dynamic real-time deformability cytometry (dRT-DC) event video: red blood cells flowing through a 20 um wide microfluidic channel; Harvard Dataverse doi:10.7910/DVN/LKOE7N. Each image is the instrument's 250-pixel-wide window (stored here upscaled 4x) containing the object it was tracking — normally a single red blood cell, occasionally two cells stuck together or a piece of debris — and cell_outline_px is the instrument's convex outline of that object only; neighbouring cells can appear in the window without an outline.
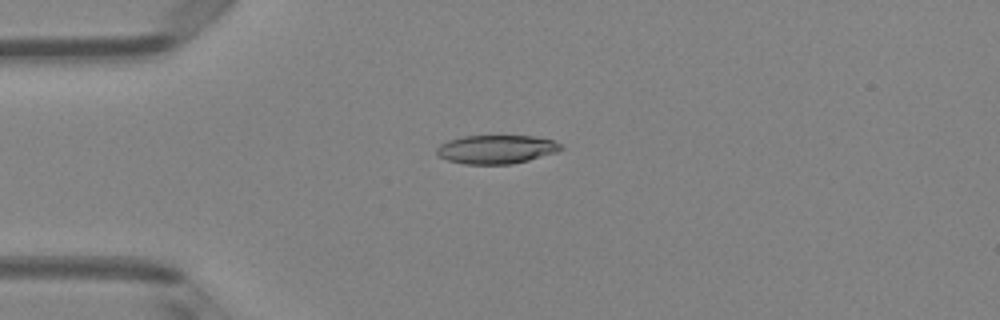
{"species": "Egyptian fruit bat (a non-hibernating species)", "species_latin": "Rousettus aegyptiacus", "temperature_condition": "room temperature", "stored_images_in_passage": 51, "camera_frame_rate_fps": 3000, "um_per_image_px": 0.085, "animal": {"sex": "female"}, "frame": {"image": 1, "passage_image": 13, "time_ms": 4.0, "image_size_px": [1000, 320], "cell_outline_px": [[564, 148], [556, 152], [528, 160], [512, 164], [464, 164], [448, 160], [440, 156], [436, 152], [436, 148], [440, 144], [448, 140], [464, 136], [536, 136], [552, 140], [560, 144]], "centroid_in_image_um": [42.18, 12.69], "position_along_channel_um": 42.8, "area_um2": 20.63}}
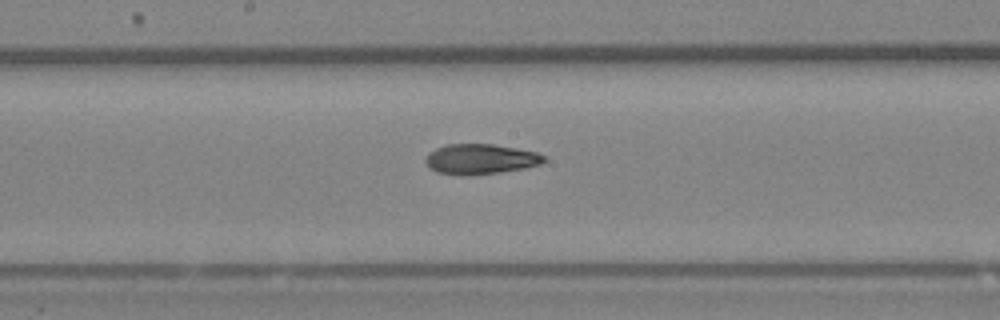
{"frame": {"image": 2, "passage_image": 27, "time_ms": 8.667, "image_size_px": [1000, 320], "cell_outline_px": [[548, 160], [540, 164], [524, 168], [500, 172], [436, 172], [428, 168], [424, 160], [436, 148], [444, 144], [492, 144], [516, 148], [536, 152], [548, 156]], "centroid_in_image_um": [40.91, 13.47], "position_along_channel_um": 207.3, "area_um2": 20.06}}
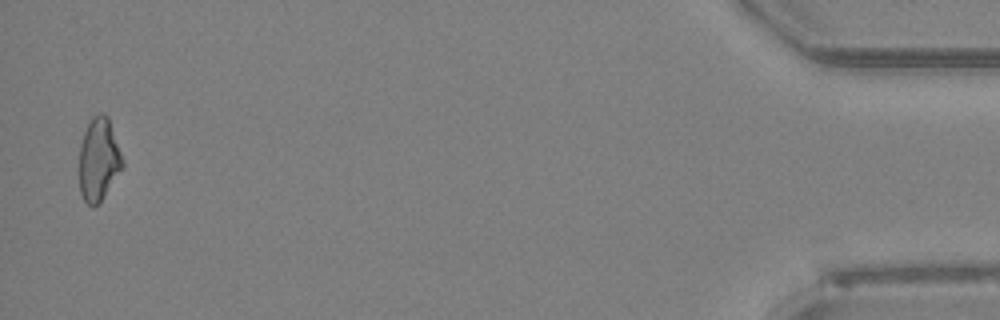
{"frame": {"image": 3, "passage_image": 50, "time_ms": 16.333, "image_size_px": [1000, 320], "cell_outline_px": [[124, 164], [100, 200], [92, 208], [84, 200], [80, 192], [80, 144], [84, 132], [92, 116], [100, 112], [104, 112], [108, 116], [124, 160]], "centroid_in_image_um": [8.39, 13.5], "position_along_channel_um": 426.8, "area_um2": 20.58}, "authors_computed_cell_mechanics": {"area_um2": 20.9814, "velocity_mm_per_s": 4.0172, "shape_relaxation_time_tau1_ms": null, "shape_relaxation_time_tau2_ms": 5.331, "deformation_change_tau1": null, "deformation_change_tau2": 0.1444}}